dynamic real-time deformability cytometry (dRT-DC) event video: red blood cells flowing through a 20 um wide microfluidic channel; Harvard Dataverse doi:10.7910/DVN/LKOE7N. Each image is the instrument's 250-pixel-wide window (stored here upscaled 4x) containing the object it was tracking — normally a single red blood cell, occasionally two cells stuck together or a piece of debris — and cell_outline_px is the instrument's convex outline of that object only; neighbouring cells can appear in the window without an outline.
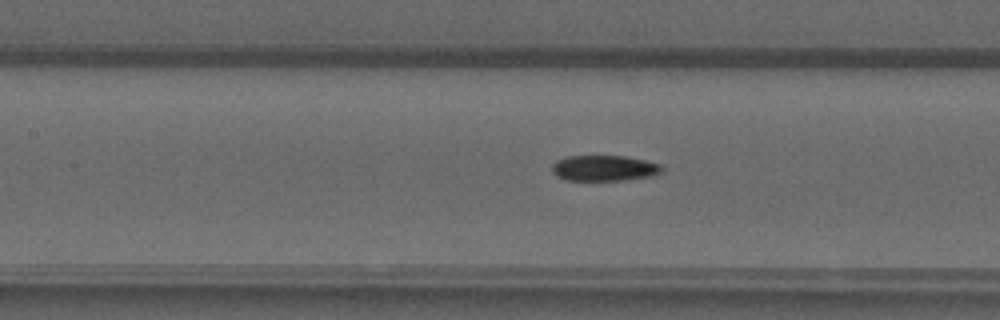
{"species": "common noctule bat (a hibernating species)", "species_latin": "Nyctalus noctula", "temperature_condition": "warm", "stored_images_in_passage": 51, "camera_frame_rate_fps": 3000, "um_per_image_px": 0.085, "animal": {"sex": "male", "forearm_length_mm": 52.5}, "frame": {"image": 1, "passage_image": 23, "time_ms": 7.333, "image_size_px": [1000, 320], "cell_outline_px": [[664, 168], [660, 172], [652, 176], [624, 180], [564, 180], [556, 176], [552, 172], [552, 164], [556, 160], [564, 156], [624, 156], [644, 160], [660, 164]], "centroid_in_image_um": [51.31, 14.29], "position_along_channel_um": 156.1, "area_um2": 16.53}}
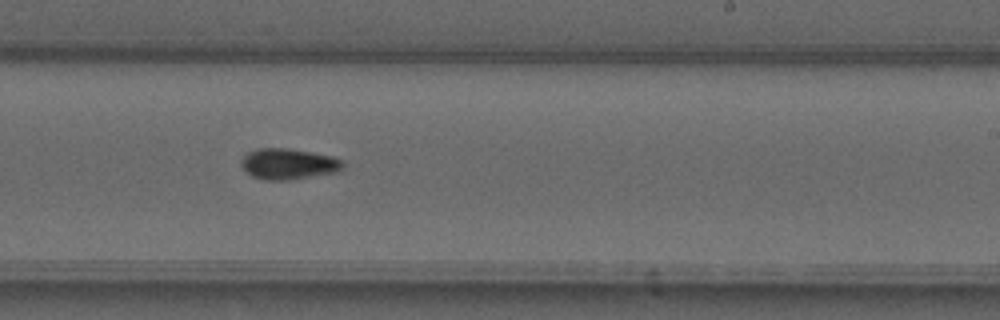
{"frame": {"image": 2, "passage_image": 31, "time_ms": 10.0, "image_size_px": [1000, 320], "cell_outline_px": [[344, 168], [336, 172], [288, 180], [264, 180], [252, 176], [240, 164], [240, 160], [248, 152], [256, 148], [288, 148], [312, 152], [332, 156], [344, 160]], "centroid_in_image_um": [24.53, 13.92], "position_along_channel_um": 264.5, "area_um2": 18.38}}
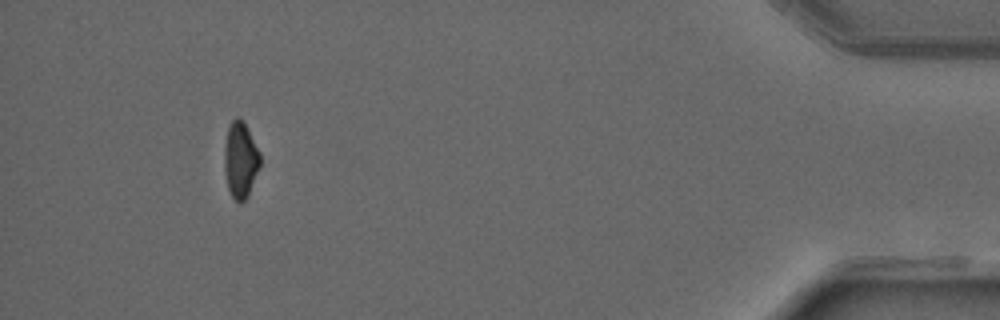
{"frame": {"image": 3, "passage_image": 47, "time_ms": 15.333, "image_size_px": [1000, 320], "cell_outline_px": [[260, 164], [248, 196], [240, 204], [232, 196], [228, 188], [224, 168], [224, 148], [228, 128], [232, 120], [236, 116], [240, 116], [244, 120], [260, 152]], "centroid_in_image_um": [20.44, 13.55], "position_along_channel_um": 414.8, "area_um2": 15.95}, "authors_computed_cell_mechanics": {"area_um2": 16.5886, "velocity_mm_per_s": 4.0883, "shape_relaxation_time_tau1_ms": null, "shape_relaxation_time_tau2_ms": 4.9722, "deformation_change_tau1": null, "deformation_change_tau2": 0.095}}